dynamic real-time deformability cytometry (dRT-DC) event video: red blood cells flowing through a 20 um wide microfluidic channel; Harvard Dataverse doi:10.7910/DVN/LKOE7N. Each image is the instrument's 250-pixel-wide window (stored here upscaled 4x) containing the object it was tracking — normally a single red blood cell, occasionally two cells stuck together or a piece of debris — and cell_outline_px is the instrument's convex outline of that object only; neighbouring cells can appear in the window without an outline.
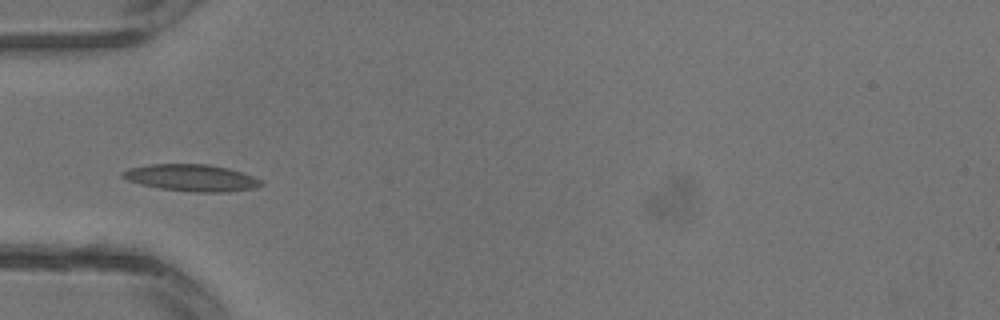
{"species": "common noctule bat (a hibernating species)", "species_latin": "Nyctalus noctula", "temperature_condition": "warm", "stored_images_in_passage": 3, "camera_frame_rate_fps": 3000, "um_per_image_px": 0.085, "animal": {"sex": "male", "body_mass_g": 13.3}, "frame": {"image": 1, "passage_image": 3, "time_ms": 0.667, "image_size_px": [1000, 320], "cell_outline_px": [[264, 184], [256, 188], [224, 192], [192, 192], [160, 188], [140, 184], [128, 180], [120, 176], [120, 172], [128, 168], [148, 164], [208, 164], [228, 168], [252, 176], [260, 180]], "centroid_in_image_um": [16.24, 15.11], "position_along_channel_um": 68.8, "area_um2": 21.68}}